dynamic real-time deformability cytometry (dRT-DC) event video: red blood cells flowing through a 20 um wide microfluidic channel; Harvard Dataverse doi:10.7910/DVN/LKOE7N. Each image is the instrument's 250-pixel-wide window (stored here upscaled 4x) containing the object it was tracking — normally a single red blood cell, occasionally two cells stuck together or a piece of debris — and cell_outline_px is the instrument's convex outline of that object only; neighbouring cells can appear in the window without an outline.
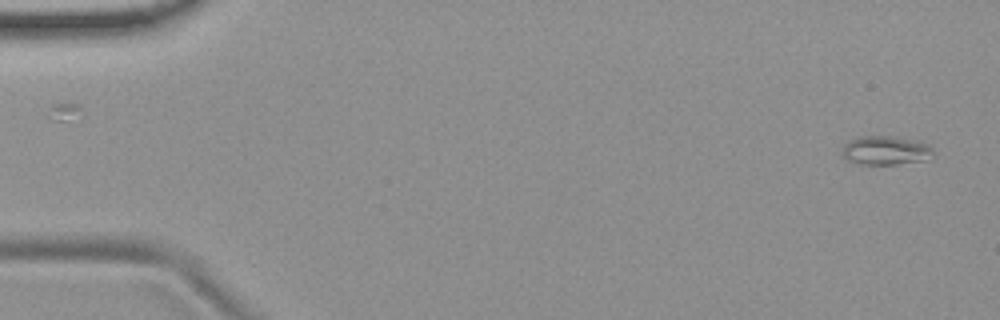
{"species": "common noctule bat (a hibernating species)", "species_latin": "Nyctalus noctula", "temperature_condition": "room temperature", "stored_images_in_passage": 54, "camera_frame_rate_fps": 3000, "um_per_image_px": 0.085, "animal": {"sex": "female", "body_mass_g": 19.9}, "frame": {"image": 1, "passage_image": 2, "time_ms": 0.333, "image_size_px": [1000, 320], "cell_outline_px": [[932, 152], [924, 160], [896, 164], [860, 164], [844, 160], [844, 144], [860, 136], [892, 136], [920, 140], [928, 144], [932, 148]], "centroid_in_image_um": [75.27, 12.77], "position_along_channel_um": 9.7, "area_um2": 15.2}}
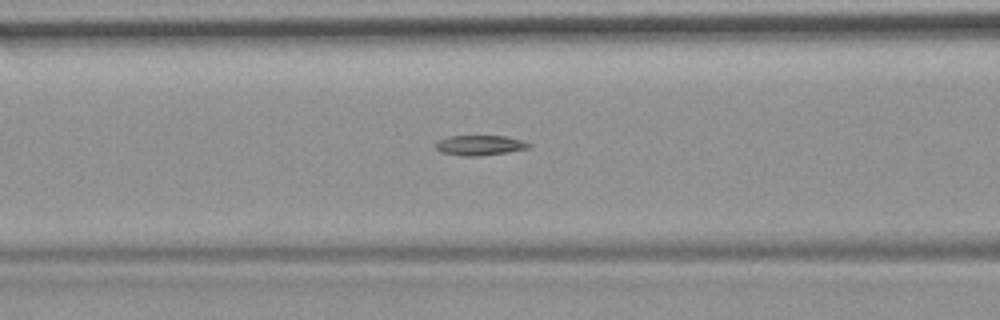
{"frame": {"image": 2, "passage_image": 22, "time_ms": 7.0, "image_size_px": [1000, 320], "cell_outline_px": [[532, 144], [528, 148], [508, 152], [480, 156], [460, 156], [440, 152], [436, 148], [436, 140], [448, 136], [504, 136], [520, 140]], "centroid_in_image_um": [40.73, 12.35], "position_along_channel_um": 125.9, "area_um2": 10.92}}
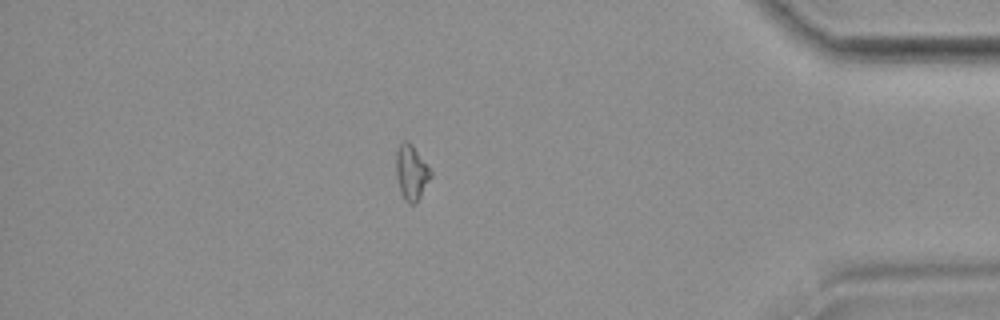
{"frame": {"image": 3, "passage_image": 47, "time_ms": 15.333, "image_size_px": [1000, 320], "cell_outline_px": [[432, 176], [416, 204], [408, 204], [404, 200], [400, 192], [396, 176], [396, 152], [400, 144], [404, 140], [408, 140], [412, 144], [432, 172]], "centroid_in_image_um": [34.96, 14.68], "position_along_channel_um": 400.2, "area_um2": 11.21}}